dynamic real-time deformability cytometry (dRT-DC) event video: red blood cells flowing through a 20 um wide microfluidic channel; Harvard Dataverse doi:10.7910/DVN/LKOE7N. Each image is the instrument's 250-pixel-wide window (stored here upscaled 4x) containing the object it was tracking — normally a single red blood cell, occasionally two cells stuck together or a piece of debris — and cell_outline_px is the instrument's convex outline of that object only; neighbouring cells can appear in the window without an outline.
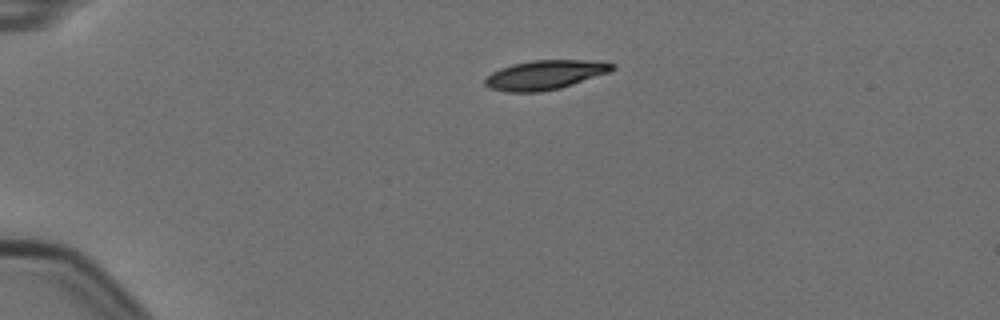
{"species": "Egyptian fruit bat (a non-hibernating species)", "species_latin": "Rousettus aegyptiacus", "temperature_condition": "cold", "stored_images_in_passage": 3, "camera_frame_rate_fps": 3000, "um_per_image_px": 0.085, "animal": {"sex": "female"}, "frame": {"image": 1, "passage_image": 1, "time_ms": 0.0, "image_size_px": [1000, 320], "cell_outline_px": [[616, 68], [608, 72], [560, 88], [540, 92], [504, 92], [488, 88], [484, 84], [484, 80], [492, 72], [500, 68], [512, 64], [532, 60], [584, 60], [616, 64]], "centroid_in_image_um": [46.26, 6.37], "position_along_channel_um": 38.7, "area_um2": 21.62}}
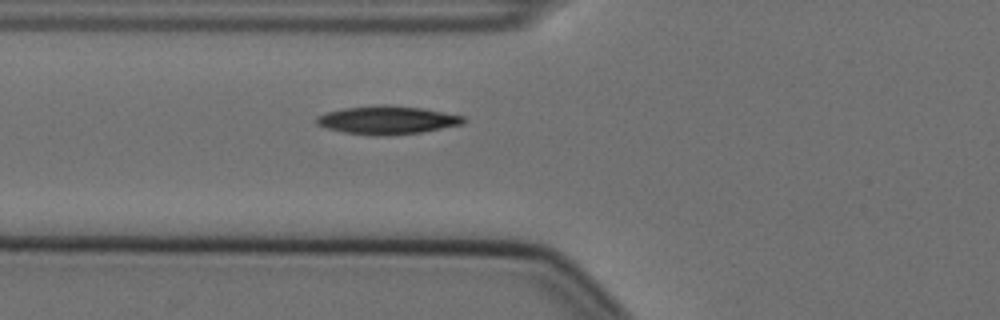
{"frame": {"image": 2, "passage_image": 3, "time_ms": 0.667, "image_size_px": [1000, 320], "cell_outline_px": [[464, 124], [420, 132], [380, 136], [376, 136], [344, 132], [328, 128], [316, 124], [316, 116], [328, 112], [344, 108], [376, 104], [388, 104], [424, 108], [464, 116]], "centroid_in_image_um": [32.91, 10.19], "position_along_channel_um": 92.9, "area_um2": 24.22}}